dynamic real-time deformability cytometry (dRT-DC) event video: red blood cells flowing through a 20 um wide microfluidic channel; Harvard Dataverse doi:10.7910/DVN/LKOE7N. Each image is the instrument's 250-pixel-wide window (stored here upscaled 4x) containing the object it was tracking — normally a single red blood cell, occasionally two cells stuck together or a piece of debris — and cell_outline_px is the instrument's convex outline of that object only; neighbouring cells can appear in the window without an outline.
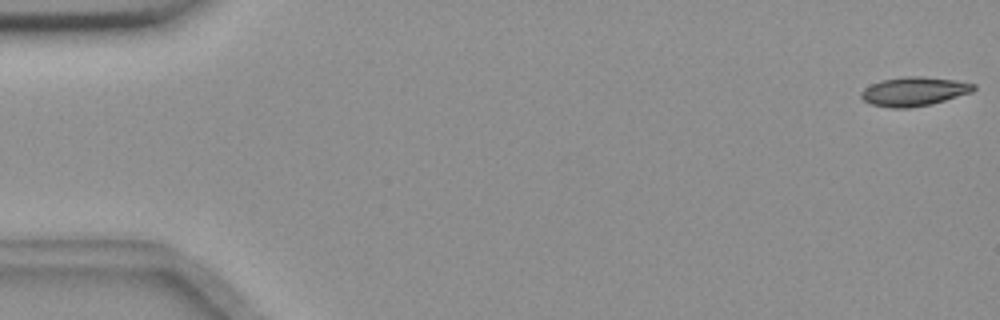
{"species": "common noctule bat (a hibernating species)", "species_latin": "Nyctalus noctula", "temperature_condition": "room temperature", "stored_images_in_passage": 56, "camera_frame_rate_fps": 3000, "um_per_image_px": 0.085, "animal": {"sex": "female", "body_mass_g": 18.4}, "frame": {"image": 1, "passage_image": 1, "time_ms": 0.0, "image_size_px": [1000, 320], "cell_outline_px": [[976, 88], [972, 92], [932, 104], [908, 108], [892, 108], [872, 104], [864, 100], [860, 96], [860, 92], [864, 88], [880, 80], [904, 76], [920, 76], [956, 80], [976, 84]], "centroid_in_image_um": [77.69, 7.77], "position_along_channel_um": 7.3, "area_um2": 19.07}}
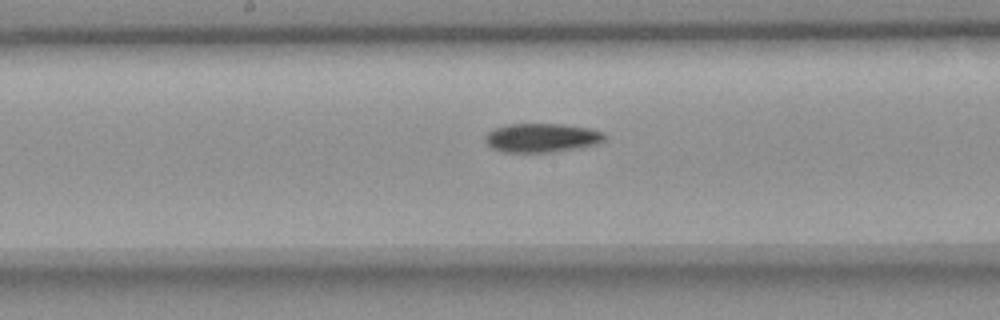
{"frame": {"image": 2, "passage_image": 29, "time_ms": 9.333, "image_size_px": [1000, 320], "cell_outline_px": [[608, 136], [604, 140], [596, 144], [548, 152], [504, 152], [492, 148], [484, 140], [484, 136], [492, 128], [508, 124], [564, 124], [592, 128], [604, 132]], "centroid_in_image_um": [46.04, 11.69], "position_along_channel_um": 202.2, "area_um2": 20.17}}
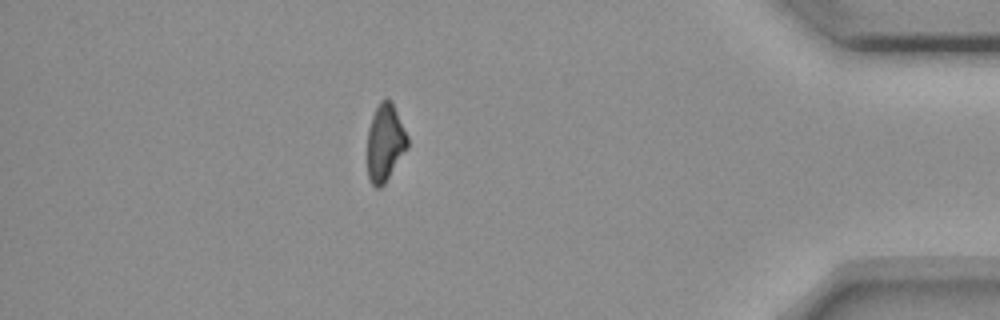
{"frame": {"image": 3, "passage_image": 49, "time_ms": 16.0, "image_size_px": [1000, 320], "cell_outline_px": [[408, 148], [384, 184], [380, 188], [376, 188], [372, 184], [368, 176], [368, 128], [372, 116], [380, 100], [388, 100], [392, 104], [408, 136]], "centroid_in_image_um": [32.73, 12.16], "position_along_channel_um": 402.5, "area_um2": 17.8}}